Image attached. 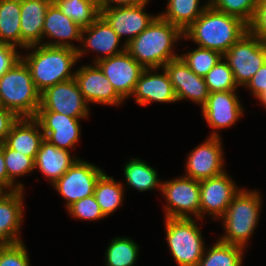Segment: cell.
Here are the masks:
<instances>
[{"label": "cell", "instance_id": "6da1fadb", "mask_svg": "<svg viewBox=\"0 0 266 266\" xmlns=\"http://www.w3.org/2000/svg\"><path fill=\"white\" fill-rule=\"evenodd\" d=\"M183 32L158 15L152 23L126 45V51L144 68H163L179 58L175 54Z\"/></svg>", "mask_w": 266, "mask_h": 266}, {"label": "cell", "instance_id": "7a4b0ae2", "mask_svg": "<svg viewBox=\"0 0 266 266\" xmlns=\"http://www.w3.org/2000/svg\"><path fill=\"white\" fill-rule=\"evenodd\" d=\"M23 50L27 54H21V59L29 68L40 94L59 82L74 78L76 69L72 68L79 62L76 50L43 44L28 46Z\"/></svg>", "mask_w": 266, "mask_h": 266}, {"label": "cell", "instance_id": "3957f363", "mask_svg": "<svg viewBox=\"0 0 266 266\" xmlns=\"http://www.w3.org/2000/svg\"><path fill=\"white\" fill-rule=\"evenodd\" d=\"M247 32L248 25L241 19L208 6L183 32V40L224 55Z\"/></svg>", "mask_w": 266, "mask_h": 266}, {"label": "cell", "instance_id": "277c9868", "mask_svg": "<svg viewBox=\"0 0 266 266\" xmlns=\"http://www.w3.org/2000/svg\"><path fill=\"white\" fill-rule=\"evenodd\" d=\"M262 194L253 189H241L219 219L225 231L218 240L238 245L247 250L248 243L259 223L262 211ZM250 238V239H249Z\"/></svg>", "mask_w": 266, "mask_h": 266}, {"label": "cell", "instance_id": "5b68a950", "mask_svg": "<svg viewBox=\"0 0 266 266\" xmlns=\"http://www.w3.org/2000/svg\"><path fill=\"white\" fill-rule=\"evenodd\" d=\"M0 106L18 118H34L40 107V93L22 59L0 77Z\"/></svg>", "mask_w": 266, "mask_h": 266}, {"label": "cell", "instance_id": "8992f818", "mask_svg": "<svg viewBox=\"0 0 266 266\" xmlns=\"http://www.w3.org/2000/svg\"><path fill=\"white\" fill-rule=\"evenodd\" d=\"M165 240L178 266H197L206 243L198 222L201 219L164 218Z\"/></svg>", "mask_w": 266, "mask_h": 266}, {"label": "cell", "instance_id": "52a82bcc", "mask_svg": "<svg viewBox=\"0 0 266 266\" xmlns=\"http://www.w3.org/2000/svg\"><path fill=\"white\" fill-rule=\"evenodd\" d=\"M228 62L238 87H245L266 62V44L258 37L245 33L223 55Z\"/></svg>", "mask_w": 266, "mask_h": 266}, {"label": "cell", "instance_id": "ba28073f", "mask_svg": "<svg viewBox=\"0 0 266 266\" xmlns=\"http://www.w3.org/2000/svg\"><path fill=\"white\" fill-rule=\"evenodd\" d=\"M165 218L200 219V181L186 176L162 181Z\"/></svg>", "mask_w": 266, "mask_h": 266}, {"label": "cell", "instance_id": "9c48e42d", "mask_svg": "<svg viewBox=\"0 0 266 266\" xmlns=\"http://www.w3.org/2000/svg\"><path fill=\"white\" fill-rule=\"evenodd\" d=\"M103 173L100 167L79 158L51 187L65 200L67 210L78 200L94 194L96 182Z\"/></svg>", "mask_w": 266, "mask_h": 266}, {"label": "cell", "instance_id": "30bf717a", "mask_svg": "<svg viewBox=\"0 0 266 266\" xmlns=\"http://www.w3.org/2000/svg\"><path fill=\"white\" fill-rule=\"evenodd\" d=\"M38 111H54L73 118H88L90 106L73 78L59 82L42 92Z\"/></svg>", "mask_w": 266, "mask_h": 266}, {"label": "cell", "instance_id": "8fae6325", "mask_svg": "<svg viewBox=\"0 0 266 266\" xmlns=\"http://www.w3.org/2000/svg\"><path fill=\"white\" fill-rule=\"evenodd\" d=\"M221 137H207L186 157L185 175L197 181L223 174L226 169Z\"/></svg>", "mask_w": 266, "mask_h": 266}, {"label": "cell", "instance_id": "7c38bea8", "mask_svg": "<svg viewBox=\"0 0 266 266\" xmlns=\"http://www.w3.org/2000/svg\"><path fill=\"white\" fill-rule=\"evenodd\" d=\"M237 91H218L209 93L206 103L200 108L203 119L212 132L209 136L221 137L218 132L235 125L244 115V108Z\"/></svg>", "mask_w": 266, "mask_h": 266}, {"label": "cell", "instance_id": "4fadbf2b", "mask_svg": "<svg viewBox=\"0 0 266 266\" xmlns=\"http://www.w3.org/2000/svg\"><path fill=\"white\" fill-rule=\"evenodd\" d=\"M228 173L225 171L219 176L200 181V219L202 221L206 214L210 215L213 221H218L241 190Z\"/></svg>", "mask_w": 266, "mask_h": 266}, {"label": "cell", "instance_id": "5bb4252c", "mask_svg": "<svg viewBox=\"0 0 266 266\" xmlns=\"http://www.w3.org/2000/svg\"><path fill=\"white\" fill-rule=\"evenodd\" d=\"M80 42L79 44L82 45H78L76 50L78 60L87 53L89 54V51H94L93 54H96V57H94V61L92 60L93 63L118 55L126 50V45L121 44L122 41L119 36L101 16L89 27L82 29Z\"/></svg>", "mask_w": 266, "mask_h": 266}, {"label": "cell", "instance_id": "9a60e30c", "mask_svg": "<svg viewBox=\"0 0 266 266\" xmlns=\"http://www.w3.org/2000/svg\"><path fill=\"white\" fill-rule=\"evenodd\" d=\"M74 79L88 105L117 107L125 102L96 63L76 68Z\"/></svg>", "mask_w": 266, "mask_h": 266}, {"label": "cell", "instance_id": "2e32d148", "mask_svg": "<svg viewBox=\"0 0 266 266\" xmlns=\"http://www.w3.org/2000/svg\"><path fill=\"white\" fill-rule=\"evenodd\" d=\"M34 119L39 123L44 139L59 149L72 150L81 137V119L54 111H37Z\"/></svg>", "mask_w": 266, "mask_h": 266}, {"label": "cell", "instance_id": "e0dca14e", "mask_svg": "<svg viewBox=\"0 0 266 266\" xmlns=\"http://www.w3.org/2000/svg\"><path fill=\"white\" fill-rule=\"evenodd\" d=\"M96 64L125 101L134 93L137 81L145 70L126 50Z\"/></svg>", "mask_w": 266, "mask_h": 266}, {"label": "cell", "instance_id": "ac0fdd59", "mask_svg": "<svg viewBox=\"0 0 266 266\" xmlns=\"http://www.w3.org/2000/svg\"><path fill=\"white\" fill-rule=\"evenodd\" d=\"M147 4L107 8L100 11V16L112 27L121 40L123 36H126L123 43L127 45L159 15L145 12Z\"/></svg>", "mask_w": 266, "mask_h": 266}, {"label": "cell", "instance_id": "d6986e66", "mask_svg": "<svg viewBox=\"0 0 266 266\" xmlns=\"http://www.w3.org/2000/svg\"><path fill=\"white\" fill-rule=\"evenodd\" d=\"M173 85L178 102L190 100L202 107L209 96L204 77L195 74L179 57L169 61L164 67Z\"/></svg>", "mask_w": 266, "mask_h": 266}, {"label": "cell", "instance_id": "ffe728a7", "mask_svg": "<svg viewBox=\"0 0 266 266\" xmlns=\"http://www.w3.org/2000/svg\"><path fill=\"white\" fill-rule=\"evenodd\" d=\"M132 96L135 97L134 101L139 106H147L154 102L167 104L178 102L173 85L164 68H145Z\"/></svg>", "mask_w": 266, "mask_h": 266}, {"label": "cell", "instance_id": "44dd1931", "mask_svg": "<svg viewBox=\"0 0 266 266\" xmlns=\"http://www.w3.org/2000/svg\"><path fill=\"white\" fill-rule=\"evenodd\" d=\"M81 31L82 28H80L71 18L63 14L57 4H50L46 12L42 30L43 45L67 47L77 50L78 44L75 45L72 42H80ZM46 37L47 39L49 38V41L47 42L44 41Z\"/></svg>", "mask_w": 266, "mask_h": 266}, {"label": "cell", "instance_id": "7402d4cb", "mask_svg": "<svg viewBox=\"0 0 266 266\" xmlns=\"http://www.w3.org/2000/svg\"><path fill=\"white\" fill-rule=\"evenodd\" d=\"M24 192L18 189L0 195V246L23 241L19 233L25 213Z\"/></svg>", "mask_w": 266, "mask_h": 266}, {"label": "cell", "instance_id": "603a6c76", "mask_svg": "<svg viewBox=\"0 0 266 266\" xmlns=\"http://www.w3.org/2000/svg\"><path fill=\"white\" fill-rule=\"evenodd\" d=\"M50 0H20L21 49L42 44V30Z\"/></svg>", "mask_w": 266, "mask_h": 266}, {"label": "cell", "instance_id": "cb8c5ba5", "mask_svg": "<svg viewBox=\"0 0 266 266\" xmlns=\"http://www.w3.org/2000/svg\"><path fill=\"white\" fill-rule=\"evenodd\" d=\"M79 159L71 151L59 149L43 140L35 157V171L48 179L49 184L55 183Z\"/></svg>", "mask_w": 266, "mask_h": 266}, {"label": "cell", "instance_id": "d4e9b609", "mask_svg": "<svg viewBox=\"0 0 266 266\" xmlns=\"http://www.w3.org/2000/svg\"><path fill=\"white\" fill-rule=\"evenodd\" d=\"M44 140L39 123L34 118H18L11 126L5 144L15 151L35 160L41 142Z\"/></svg>", "mask_w": 266, "mask_h": 266}, {"label": "cell", "instance_id": "484cf974", "mask_svg": "<svg viewBox=\"0 0 266 266\" xmlns=\"http://www.w3.org/2000/svg\"><path fill=\"white\" fill-rule=\"evenodd\" d=\"M145 160L140 158H132L126 161L123 167L125 177L124 189L130 188L140 192L153 191V189L161 192L162 181L158 172ZM129 186V187H128Z\"/></svg>", "mask_w": 266, "mask_h": 266}, {"label": "cell", "instance_id": "4316f807", "mask_svg": "<svg viewBox=\"0 0 266 266\" xmlns=\"http://www.w3.org/2000/svg\"><path fill=\"white\" fill-rule=\"evenodd\" d=\"M166 11L158 13L164 20L184 32L209 6L201 0H167Z\"/></svg>", "mask_w": 266, "mask_h": 266}, {"label": "cell", "instance_id": "83f0119b", "mask_svg": "<svg viewBox=\"0 0 266 266\" xmlns=\"http://www.w3.org/2000/svg\"><path fill=\"white\" fill-rule=\"evenodd\" d=\"M125 191L122 182L104 172L96 182L93 195L103 214L108 217L123 206Z\"/></svg>", "mask_w": 266, "mask_h": 266}, {"label": "cell", "instance_id": "f1b7e54d", "mask_svg": "<svg viewBox=\"0 0 266 266\" xmlns=\"http://www.w3.org/2000/svg\"><path fill=\"white\" fill-rule=\"evenodd\" d=\"M20 0H0V41L21 50Z\"/></svg>", "mask_w": 266, "mask_h": 266}, {"label": "cell", "instance_id": "f546056e", "mask_svg": "<svg viewBox=\"0 0 266 266\" xmlns=\"http://www.w3.org/2000/svg\"><path fill=\"white\" fill-rule=\"evenodd\" d=\"M210 247V248H209ZM206 247L197 266H242L245 248L216 240Z\"/></svg>", "mask_w": 266, "mask_h": 266}, {"label": "cell", "instance_id": "4dcf8cb0", "mask_svg": "<svg viewBox=\"0 0 266 266\" xmlns=\"http://www.w3.org/2000/svg\"><path fill=\"white\" fill-rule=\"evenodd\" d=\"M3 156L8 174V192L18 189L24 190V182H18L16 178L27 176L34 172L35 160L25 154L10 149L3 143ZM16 180V181H15Z\"/></svg>", "mask_w": 266, "mask_h": 266}, {"label": "cell", "instance_id": "1f68e13d", "mask_svg": "<svg viewBox=\"0 0 266 266\" xmlns=\"http://www.w3.org/2000/svg\"><path fill=\"white\" fill-rule=\"evenodd\" d=\"M139 248L132 238L113 237L104 253L105 266H135L140 252Z\"/></svg>", "mask_w": 266, "mask_h": 266}, {"label": "cell", "instance_id": "d6a6232c", "mask_svg": "<svg viewBox=\"0 0 266 266\" xmlns=\"http://www.w3.org/2000/svg\"><path fill=\"white\" fill-rule=\"evenodd\" d=\"M57 5L82 29L89 27L100 16L97 0H62Z\"/></svg>", "mask_w": 266, "mask_h": 266}, {"label": "cell", "instance_id": "836d02e7", "mask_svg": "<svg viewBox=\"0 0 266 266\" xmlns=\"http://www.w3.org/2000/svg\"><path fill=\"white\" fill-rule=\"evenodd\" d=\"M179 57L197 75L204 77L223 57L219 52L197 46Z\"/></svg>", "mask_w": 266, "mask_h": 266}, {"label": "cell", "instance_id": "e575fe53", "mask_svg": "<svg viewBox=\"0 0 266 266\" xmlns=\"http://www.w3.org/2000/svg\"><path fill=\"white\" fill-rule=\"evenodd\" d=\"M209 93L218 91H237L239 88L228 62L222 57L204 76Z\"/></svg>", "mask_w": 266, "mask_h": 266}, {"label": "cell", "instance_id": "d590c367", "mask_svg": "<svg viewBox=\"0 0 266 266\" xmlns=\"http://www.w3.org/2000/svg\"><path fill=\"white\" fill-rule=\"evenodd\" d=\"M258 0H215V10L235 16L249 25L254 17Z\"/></svg>", "mask_w": 266, "mask_h": 266}, {"label": "cell", "instance_id": "8d00e7d4", "mask_svg": "<svg viewBox=\"0 0 266 266\" xmlns=\"http://www.w3.org/2000/svg\"><path fill=\"white\" fill-rule=\"evenodd\" d=\"M68 214L76 220L98 221L105 219L99 204L96 202L94 195L85 197L72 204L68 209Z\"/></svg>", "mask_w": 266, "mask_h": 266}, {"label": "cell", "instance_id": "74e56055", "mask_svg": "<svg viewBox=\"0 0 266 266\" xmlns=\"http://www.w3.org/2000/svg\"><path fill=\"white\" fill-rule=\"evenodd\" d=\"M24 241L0 246V266H30Z\"/></svg>", "mask_w": 266, "mask_h": 266}, {"label": "cell", "instance_id": "f35d334b", "mask_svg": "<svg viewBox=\"0 0 266 266\" xmlns=\"http://www.w3.org/2000/svg\"><path fill=\"white\" fill-rule=\"evenodd\" d=\"M248 31L266 44V0H258L257 8Z\"/></svg>", "mask_w": 266, "mask_h": 266}, {"label": "cell", "instance_id": "ab89813d", "mask_svg": "<svg viewBox=\"0 0 266 266\" xmlns=\"http://www.w3.org/2000/svg\"><path fill=\"white\" fill-rule=\"evenodd\" d=\"M10 44L0 46V77L21 59V51Z\"/></svg>", "mask_w": 266, "mask_h": 266}, {"label": "cell", "instance_id": "60d3db41", "mask_svg": "<svg viewBox=\"0 0 266 266\" xmlns=\"http://www.w3.org/2000/svg\"><path fill=\"white\" fill-rule=\"evenodd\" d=\"M247 88L257 98L266 89V62L253 75L252 79L244 87Z\"/></svg>", "mask_w": 266, "mask_h": 266}, {"label": "cell", "instance_id": "b9f144b4", "mask_svg": "<svg viewBox=\"0 0 266 266\" xmlns=\"http://www.w3.org/2000/svg\"><path fill=\"white\" fill-rule=\"evenodd\" d=\"M18 120V117L10 110L0 106V144H3L11 129V126Z\"/></svg>", "mask_w": 266, "mask_h": 266}, {"label": "cell", "instance_id": "7bdbcfd3", "mask_svg": "<svg viewBox=\"0 0 266 266\" xmlns=\"http://www.w3.org/2000/svg\"><path fill=\"white\" fill-rule=\"evenodd\" d=\"M148 2L150 3V0H97L100 11L112 7L132 6Z\"/></svg>", "mask_w": 266, "mask_h": 266}, {"label": "cell", "instance_id": "ee69618b", "mask_svg": "<svg viewBox=\"0 0 266 266\" xmlns=\"http://www.w3.org/2000/svg\"><path fill=\"white\" fill-rule=\"evenodd\" d=\"M0 190L3 193L8 192V174L3 156V144H0Z\"/></svg>", "mask_w": 266, "mask_h": 266}, {"label": "cell", "instance_id": "f6af8a7d", "mask_svg": "<svg viewBox=\"0 0 266 266\" xmlns=\"http://www.w3.org/2000/svg\"><path fill=\"white\" fill-rule=\"evenodd\" d=\"M256 99H258L261 106L263 105L262 107L266 109V89Z\"/></svg>", "mask_w": 266, "mask_h": 266}, {"label": "cell", "instance_id": "bcb514c9", "mask_svg": "<svg viewBox=\"0 0 266 266\" xmlns=\"http://www.w3.org/2000/svg\"><path fill=\"white\" fill-rule=\"evenodd\" d=\"M215 2V0H206L205 3L209 6H211L213 3Z\"/></svg>", "mask_w": 266, "mask_h": 266}, {"label": "cell", "instance_id": "7dc6e473", "mask_svg": "<svg viewBox=\"0 0 266 266\" xmlns=\"http://www.w3.org/2000/svg\"><path fill=\"white\" fill-rule=\"evenodd\" d=\"M60 1H62V0H50V2H51L52 4H57V3L60 2Z\"/></svg>", "mask_w": 266, "mask_h": 266}]
</instances>
